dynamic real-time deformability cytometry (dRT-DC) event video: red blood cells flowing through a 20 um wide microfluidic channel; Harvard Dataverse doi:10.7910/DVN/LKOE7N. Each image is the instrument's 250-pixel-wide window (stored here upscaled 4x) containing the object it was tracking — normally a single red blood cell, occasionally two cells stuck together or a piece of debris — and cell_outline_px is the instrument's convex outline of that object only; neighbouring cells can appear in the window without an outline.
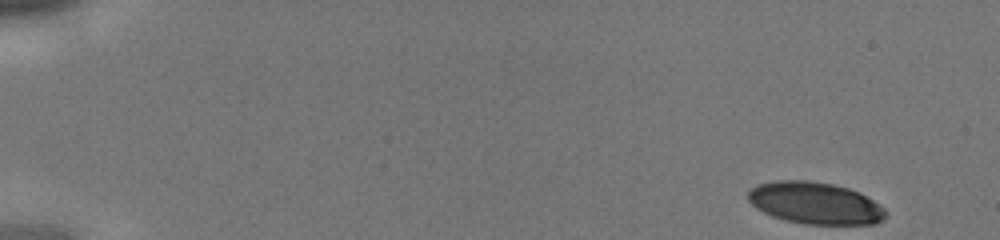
{"species": "human", "species_latin": "Homo sapiens", "temperature_condition": "cold", "stored_images_in_passage": 40, "camera_frame_rate_fps": 3000, "um_per_image_px": 0.085, "donor": {"sex": "male"}, "frame": {"image": 1, "passage_image": 1, "time_ms": 0.0, "image_size_px": [1000, 240], "cell_outline_px": [[884, 216], [880, 220], [872, 224], [804, 224], [784, 220], [772, 216], [756, 208], [748, 200], [748, 192], [756, 184], [776, 180], [808, 180], [832, 184], [848, 188], [860, 192], [884, 208]], "centroid_in_image_um": [69.23, 17.25], "position_along_channel_um": 15.8, "area_um2": 33.47}}
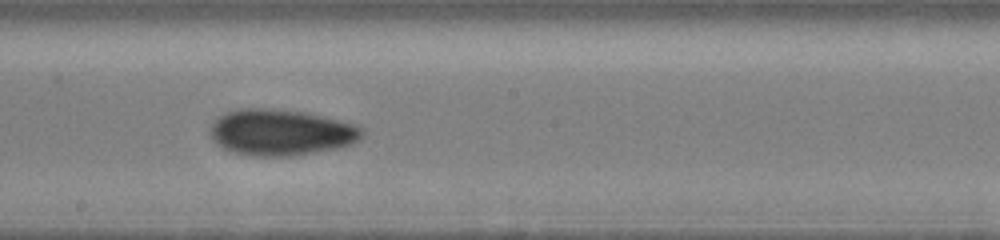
{"frame": {"image": 2, "passage_image": 23, "time_ms": 7.333, "image_size_px": [1000, 240], "cell_outline_px": [[364, 136], [360, 140], [352, 144], [336, 148], [292, 156], [252, 156], [232, 152], [216, 144], [212, 140], [208, 132], [212, 124], [220, 116], [228, 112], [240, 108], [264, 108], [304, 112], [360, 124], [364, 128]], "centroid_in_image_um": [23.92, 11.25], "position_along_channel_um": 224.3, "area_um2": 41.21}}
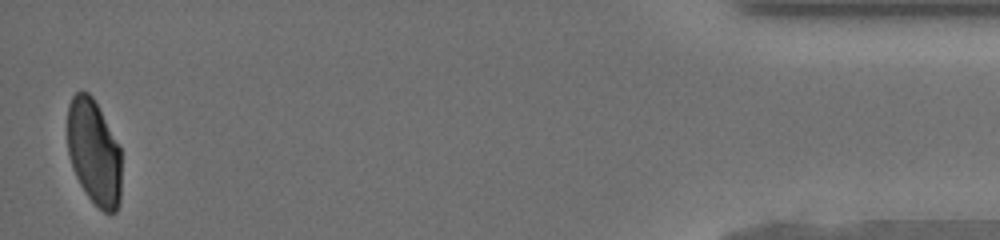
{"frame": {"image": 3, "passage_image": 40, "time_ms": 13.0, "image_size_px": [1000, 240], "cell_outline_px": [[120, 204], [116, 212], [104, 212], [88, 196], [80, 184], [72, 168], [68, 152], [68, 104], [72, 96], [76, 92], [88, 92], [92, 96], [120, 148]], "centroid_in_image_um": [7.98, 12.95], "position_along_channel_um": 427.2, "area_um2": 32.77}}